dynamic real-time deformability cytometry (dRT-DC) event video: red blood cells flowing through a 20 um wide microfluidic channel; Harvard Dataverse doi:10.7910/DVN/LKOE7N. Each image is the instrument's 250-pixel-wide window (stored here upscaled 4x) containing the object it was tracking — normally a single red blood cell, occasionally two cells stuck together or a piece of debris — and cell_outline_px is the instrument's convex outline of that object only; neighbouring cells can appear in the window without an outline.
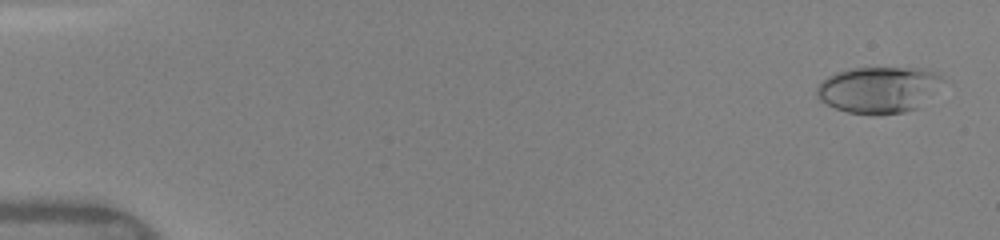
{"species": "human", "species_latin": "Homo sapiens", "temperature_condition": "warm", "stored_images_in_passage": 49, "camera_frame_rate_fps": 3000, "um_per_image_px": 0.085, "donor": {"sex": "female"}, "frame": {"image": 1, "passage_image": 2, "time_ms": 0.333, "image_size_px": [1000, 240], "cell_outline_px": [[944, 80], [916, 108], [904, 112], [848, 112], [836, 108], [820, 100], [816, 96], [816, 84], [828, 76], [836, 72], [852, 68], [924, 68], [940, 72]], "centroid_in_image_um": [74.65, 7.56], "position_along_channel_um": 10.4, "area_um2": 33.29}}
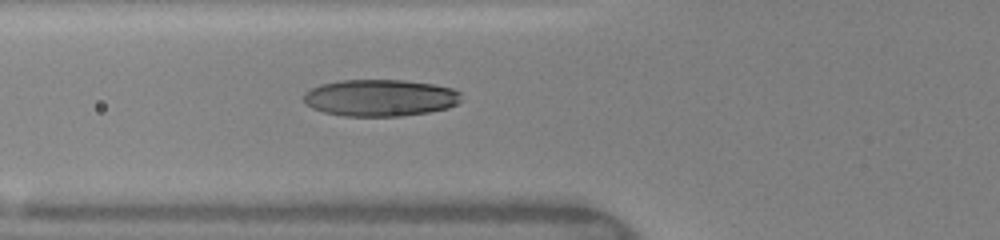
{"frame": {"image": 2, "passage_image": 19, "time_ms": 6.0, "image_size_px": [1000, 240], "cell_outline_px": [[460, 100], [456, 104], [448, 108], [428, 112], [400, 116], [344, 116], [324, 112], [312, 108], [304, 104], [304, 92], [320, 84], [340, 80], [404, 80], [432, 84], [452, 88], [460, 92]], "centroid_in_image_um": [32.28, 8.31], "position_along_channel_um": 93.5, "area_um2": 33.87}}
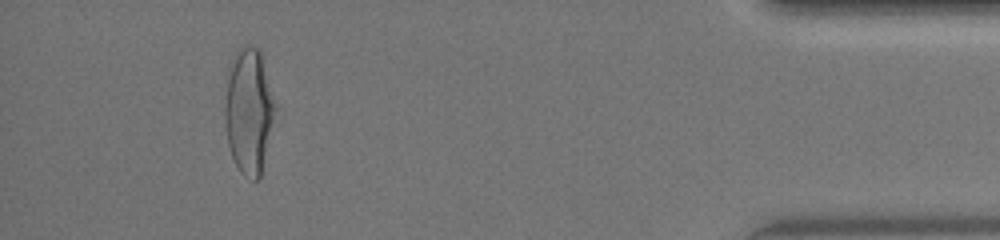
{"frame": {"image": 3, "passage_image": 46, "time_ms": 15.0, "image_size_px": [1000, 240], "cell_outline_px": [[276, 108], [260, 176], [256, 180], [252, 180], [244, 176], [240, 172], [232, 156], [228, 144], [224, 124], [224, 108], [228, 64], [236, 52], [240, 48], [248, 44], [260, 48], [264, 56], [276, 104]], "centroid_in_image_um": [21.14, 9.34], "position_along_channel_um": 414.1, "area_um2": 37.4}, "authors_computed_cell_mechanics": {"area_um2": 33.2928, "velocity_mm_per_s": 4.1374, "shape_relaxation_time_tau1_ms": 6.8574, "shape_relaxation_time_tau2_ms": 0.6758, "deformation_change_tau1": 0.2584, "deformation_change_tau2": 0.0671}}